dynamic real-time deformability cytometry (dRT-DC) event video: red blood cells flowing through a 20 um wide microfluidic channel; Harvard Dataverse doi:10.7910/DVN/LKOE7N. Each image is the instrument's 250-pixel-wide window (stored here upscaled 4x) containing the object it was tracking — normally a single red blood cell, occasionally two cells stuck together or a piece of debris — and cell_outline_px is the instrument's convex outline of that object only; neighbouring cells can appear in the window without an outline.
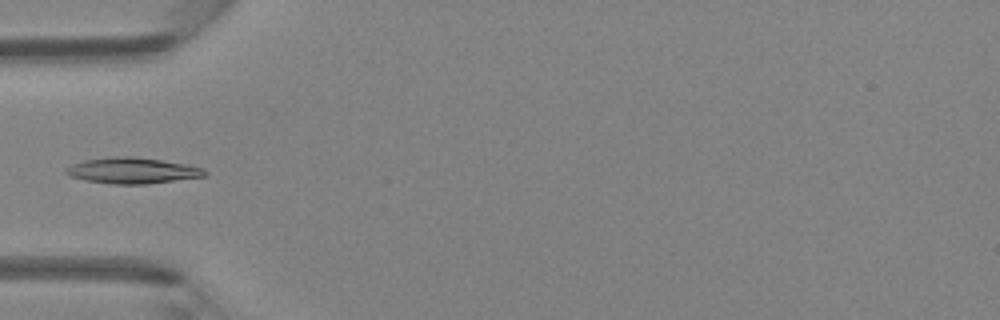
{"species": "Egyptian fruit bat (a non-hibernating species)", "species_latin": "Rousettus aegyptiacus", "temperature_condition": "room temperature", "stored_images_in_passage": 4, "camera_frame_rate_fps": 3000, "um_per_image_px": 0.085, "animal": {"sex": "female"}, "frame": {"image": 1, "passage_image": 4, "time_ms": 3.667, "image_size_px": [1000, 320], "cell_outline_px": [[208, 172], [204, 176], [148, 184], [112, 184], [84, 180], [68, 176], [64, 172], [72, 164], [84, 160], [112, 156], [132, 156], [160, 160], [184, 164], [204, 168]], "centroid_in_image_um": [11.22, 14.5], "position_along_channel_um": 73.8, "area_um2": 20.92}}